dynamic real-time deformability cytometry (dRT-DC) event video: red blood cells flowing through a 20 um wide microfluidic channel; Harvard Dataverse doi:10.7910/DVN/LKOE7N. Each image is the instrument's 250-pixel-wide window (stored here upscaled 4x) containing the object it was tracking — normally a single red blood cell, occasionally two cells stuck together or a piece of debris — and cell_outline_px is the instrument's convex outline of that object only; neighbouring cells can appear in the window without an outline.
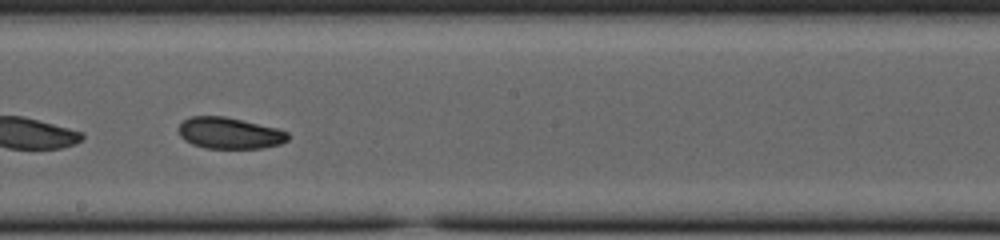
{"species": "common noctule bat (a hibernating species)", "species_latin": "Nyctalus noctula", "temperature_condition": "cold", "stored_images_in_passage": 37, "camera_frame_rate_fps": 3000, "um_per_image_px": 0.085, "animal": {"sex": "female", "body_mass_g": 23.0, "forearm_length_mm": 53.4}, "frame": {"image": 1, "passage_image": 16, "time_ms": 5.0, "image_size_px": [1000, 240], "cell_outline_px": [[288, 140], [280, 144], [264, 148], [204, 148], [192, 144], [184, 140], [180, 136], [176, 128], [184, 120], [192, 116], [224, 116], [276, 128], [288, 132]], "centroid_in_image_um": [19.47, 11.32], "position_along_channel_um": 228.7, "area_um2": 20.0}, "authors_computed_cell_mechanics": {"area_um2": 20.519, "velocity_mm_per_s": 3.7738, "shape_relaxation_time_tau1_ms": 4.853, "shape_relaxation_time_tau2_ms": 4.3563, "deformation_change_tau1": 0.1045, "deformation_change_tau2": 0.0848}}